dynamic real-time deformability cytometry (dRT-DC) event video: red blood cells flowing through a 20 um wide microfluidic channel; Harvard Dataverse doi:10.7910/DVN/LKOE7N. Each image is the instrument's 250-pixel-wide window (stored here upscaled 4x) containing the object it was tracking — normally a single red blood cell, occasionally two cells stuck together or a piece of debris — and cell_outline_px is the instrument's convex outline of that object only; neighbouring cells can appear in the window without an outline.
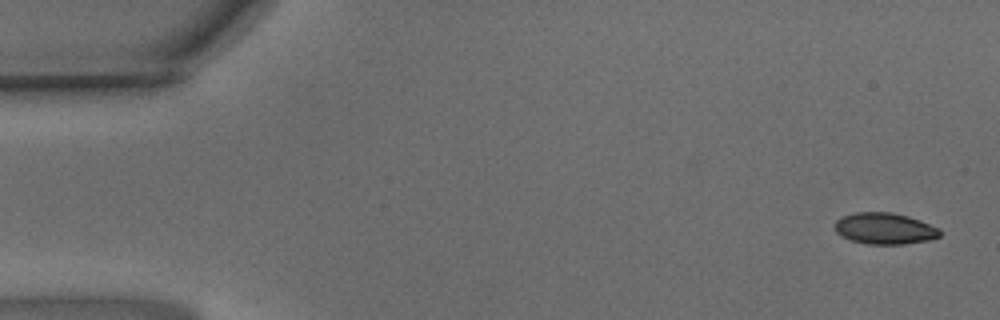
{"species": "common noctule bat (a hibernating species)", "species_latin": "Nyctalus noctula", "temperature_condition": "warm", "stored_images_in_passage": 54, "camera_frame_rate_fps": 3000, "um_per_image_px": 0.085, "animal": {"sex": "male", "body_mass_g": 15.6}, "frame": {"image": 1, "passage_image": 2, "time_ms": 0.333, "image_size_px": [1000, 320], "cell_outline_px": [[940, 236], [932, 240], [904, 244], [868, 244], [852, 240], [840, 236], [836, 232], [836, 220], [844, 216], [856, 212], [892, 212], [908, 216], [920, 220], [940, 228]], "centroid_in_image_um": [75.24, 19.43], "position_along_channel_um": 9.8, "area_um2": 19.25}}
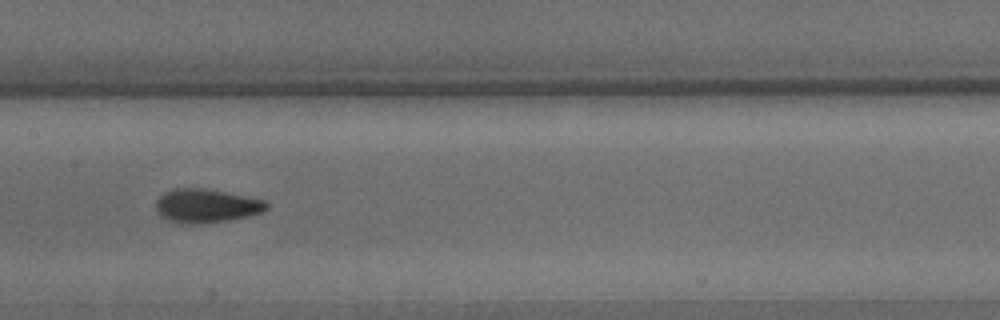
{"frame": {"image": 2, "passage_image": 28, "time_ms": 9.0, "image_size_px": [1000, 320], "cell_outline_px": [[268, 208], [264, 212], [252, 216], [228, 220], [200, 224], [180, 224], [168, 220], [156, 208], [156, 200], [164, 192], [176, 188], [204, 188], [264, 200], [268, 204]], "centroid_in_image_um": [17.56, 17.5], "position_along_channel_um": 189.8, "area_um2": 21.73}}
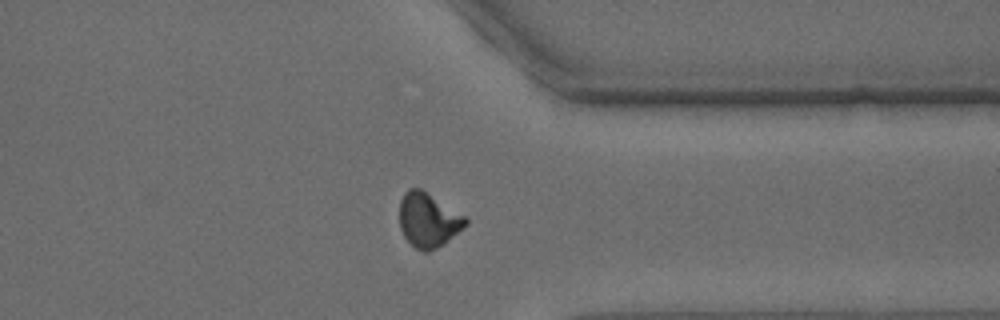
{"frame": {"image": 3, "passage_image": 44, "time_ms": 14.333, "image_size_px": [1000, 320], "cell_outline_px": [[468, 224], [464, 228], [444, 244], [428, 252], [424, 252], [416, 248], [404, 236], [400, 228], [400, 200], [404, 192], [408, 188], [420, 188], [468, 216]], "centroid_in_image_um": [36.44, 18.69], "position_along_channel_um": 375.0, "area_um2": 21.21}, "authors_computed_cell_mechanics": {"area_um2": 20.4323, "velocity_mm_per_s": 3.5594, "shape_relaxation_time_tau1_ms": 4.7807, "shape_relaxation_time_tau2_ms": 1.0974, "deformation_change_tau1": 0.1374, "deformation_change_tau2": 0.0547}}